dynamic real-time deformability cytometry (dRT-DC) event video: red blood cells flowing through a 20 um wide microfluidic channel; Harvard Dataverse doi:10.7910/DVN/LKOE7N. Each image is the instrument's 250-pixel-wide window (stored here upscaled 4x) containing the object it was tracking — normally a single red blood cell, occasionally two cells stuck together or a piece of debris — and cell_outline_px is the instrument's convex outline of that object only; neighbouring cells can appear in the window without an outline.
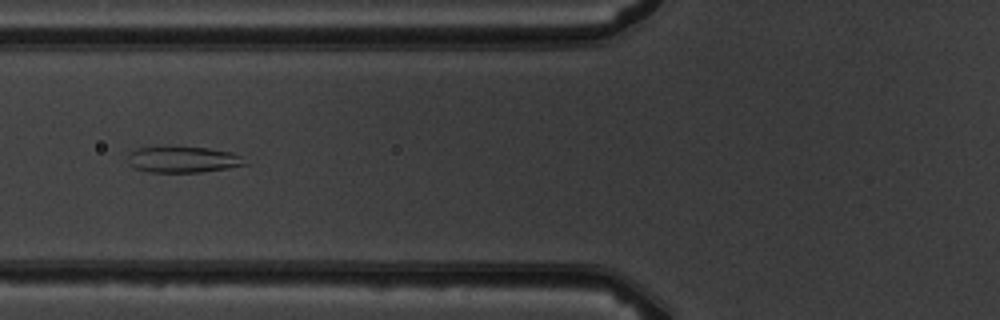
{"species": "common noctule bat (a hibernating species)", "species_latin": "Nyctalus noctula", "temperature_condition": "warm", "stored_images_in_passage": 3, "camera_frame_rate_fps": 3000, "um_per_image_px": 0.085, "animal": {"sex": "male", "body_mass_g": 19.5, "forearm_length_mm": 54.6}, "frame": {"image": 1, "passage_image": 2, "time_ms": 1.0, "image_size_px": [1000, 320], "cell_outline_px": [[248, 164], [200, 172], [148, 172], [136, 168], [128, 164], [128, 152], [136, 148], [208, 148], [232, 152], [240, 156]], "centroid_in_image_um": [15.52, 13.57], "position_along_channel_um": 110.3, "area_um2": 17.4}}